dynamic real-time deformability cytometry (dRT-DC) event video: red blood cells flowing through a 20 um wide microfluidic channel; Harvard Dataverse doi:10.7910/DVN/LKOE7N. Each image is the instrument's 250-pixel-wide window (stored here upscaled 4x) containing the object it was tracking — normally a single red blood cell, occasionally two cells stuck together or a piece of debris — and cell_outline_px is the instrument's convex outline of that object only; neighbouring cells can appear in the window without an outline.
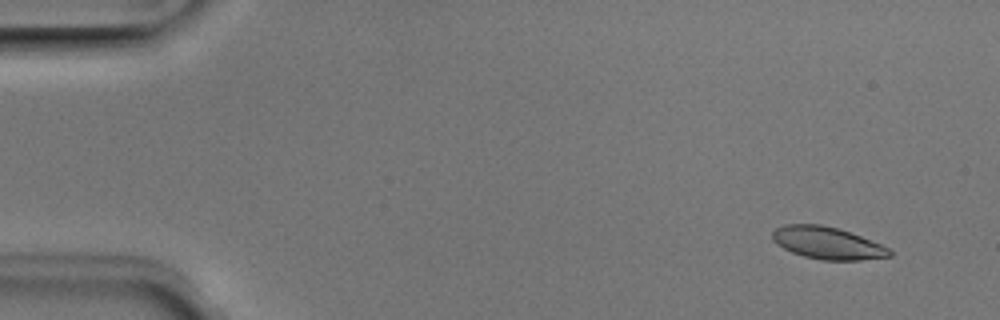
{"species": "Egyptian fruit bat (a non-hibernating species)", "species_latin": "Rousettus aegyptiacus", "temperature_condition": "room temperature", "stored_images_in_passage": 2, "camera_frame_rate_fps": 3000, "um_per_image_px": 0.085, "animal": {"sex": "male"}, "frame": {"image": 1, "passage_image": 1, "time_ms": 0.0, "image_size_px": [1000, 320], "cell_outline_px": [[892, 256], [860, 260], [820, 260], [804, 256], [792, 252], [776, 244], [772, 240], [772, 232], [776, 228], [784, 224], [820, 224], [836, 228], [860, 236], [880, 244], [888, 248], [892, 252]], "centroid_in_image_um": [70.29, 20.66], "position_along_channel_um": 14.7, "area_um2": 21.85}}